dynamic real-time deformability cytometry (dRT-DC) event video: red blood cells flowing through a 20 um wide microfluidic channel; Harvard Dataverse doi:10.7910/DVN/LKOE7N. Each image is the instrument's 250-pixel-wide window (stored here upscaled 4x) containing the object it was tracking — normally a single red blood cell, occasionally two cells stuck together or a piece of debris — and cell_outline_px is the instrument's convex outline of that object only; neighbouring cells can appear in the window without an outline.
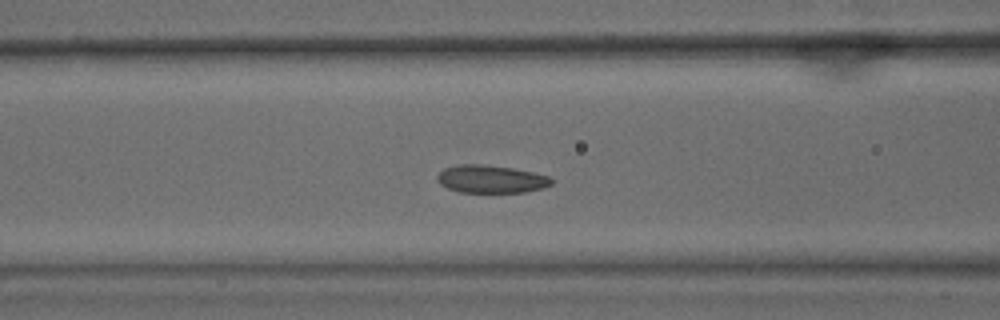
{"species": "common noctule bat (a hibernating species)", "species_latin": "Nyctalus noctula", "temperature_condition": "warm", "stored_images_in_passage": 40, "camera_frame_rate_fps": 3000, "um_per_image_px": 0.085, "animal": {"sex": "male", "body_mass_g": 15.6}, "frame": {"image": 1, "passage_image": 8, "time_ms": 2.333, "image_size_px": [1000, 320], "cell_outline_px": [[552, 184], [544, 188], [524, 192], [460, 192], [448, 188], [440, 184], [436, 180], [436, 176], [444, 168], [460, 164], [480, 164], [512, 168], [532, 172], [548, 176], [552, 180]], "centroid_in_image_um": [41.71, 15.22], "position_along_channel_um": 124.9, "area_um2": 18.44}}
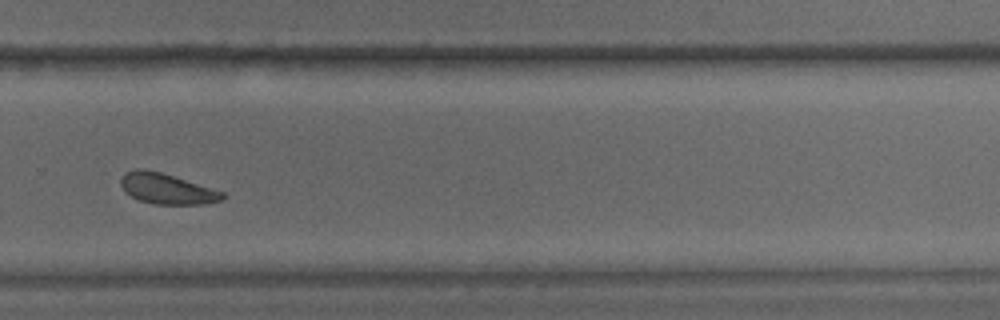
{"frame": {"image": 2, "passage_image": 23, "time_ms": 7.333, "image_size_px": [1000, 320], "cell_outline_px": [[228, 196], [224, 200], [204, 204], [152, 204], [140, 200], [124, 192], [120, 184], [120, 180], [124, 172], [136, 168], [144, 168], [160, 172], [224, 192]], "centroid_in_image_um": [14.17, 16.04], "position_along_channel_um": 315.6, "area_um2": 18.21}}
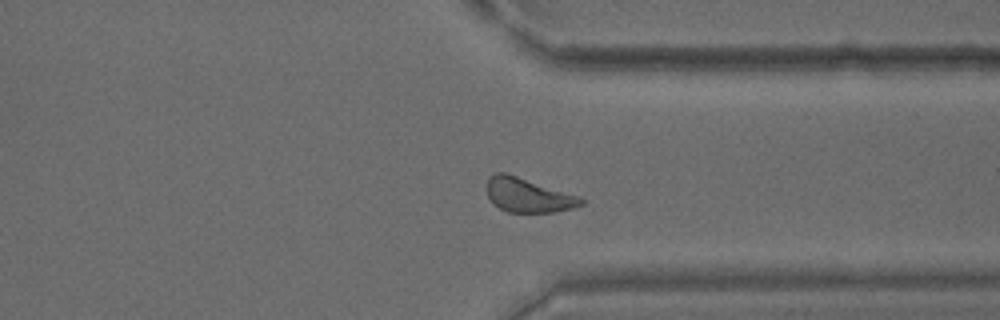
{"frame": {"image": 3, "passage_image": 27, "time_ms": 8.667, "image_size_px": [1000, 320], "cell_outline_px": [[584, 204], [572, 208], [552, 212], [508, 212], [492, 204], [488, 196], [488, 176], [496, 172], [504, 172], [580, 196], [584, 200]], "centroid_in_image_um": [44.88, 16.59], "position_along_channel_um": 366.5, "area_um2": 18.67}, "authors_computed_cell_mechanics": {"area_um2": 18.9584, "velocity_mm_per_s": 3.8177, "shape_relaxation_time_tau1_ms": 3.3258, "shape_relaxation_time_tau2_ms": 4.4733, "deformation_change_tau1": 0.0677, "deformation_change_tau2": 0.1103}}